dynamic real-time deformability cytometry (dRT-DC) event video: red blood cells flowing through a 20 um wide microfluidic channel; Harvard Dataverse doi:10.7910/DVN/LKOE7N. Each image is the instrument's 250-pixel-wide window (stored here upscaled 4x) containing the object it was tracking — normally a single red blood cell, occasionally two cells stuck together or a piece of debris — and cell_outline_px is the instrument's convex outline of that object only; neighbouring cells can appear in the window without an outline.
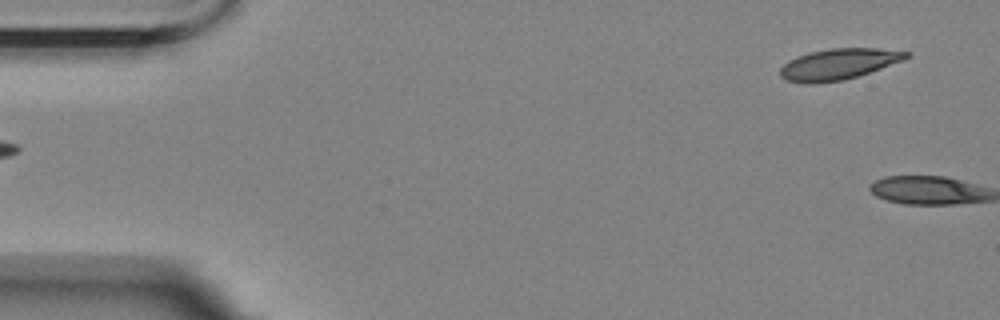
{"species": "Egyptian fruit bat (a non-hibernating species)", "species_latin": "Rousettus aegyptiacus", "temperature_condition": "room temperature", "stored_images_in_passage": 6, "segment_of_instrument_passage": [2, 2], "camera_frame_rate_fps": 3000, "um_per_image_px": 0.085, "animal": {"sex": "female"}, "frame": {"image": 1, "passage_image": 6, "time_ms": 6.0, "image_size_px": [1000, 320], "cell_outline_px": [[912, 56], [904, 60], [844, 80], [812, 84], [808, 84], [788, 80], [780, 76], [780, 68], [788, 60], [796, 56], [808, 52], [828, 48], [876, 48], [912, 52]], "centroid_in_image_um": [71.27, 5.44], "position_along_channel_um": 13.7, "area_um2": 22.83}}